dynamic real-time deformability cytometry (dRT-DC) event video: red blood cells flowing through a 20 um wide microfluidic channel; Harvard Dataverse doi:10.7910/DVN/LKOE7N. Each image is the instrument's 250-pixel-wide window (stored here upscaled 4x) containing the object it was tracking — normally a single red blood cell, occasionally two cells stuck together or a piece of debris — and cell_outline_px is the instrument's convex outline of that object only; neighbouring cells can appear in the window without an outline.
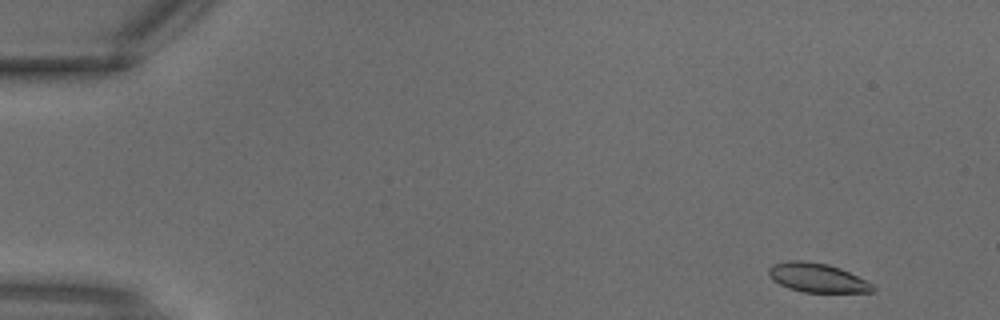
{"species": "common noctule bat (a hibernating species)", "species_latin": "Nyctalus noctula", "temperature_condition": "warm", "stored_images_in_passage": 3, "camera_frame_rate_fps": 3000, "um_per_image_px": 0.085, "animal": {"sex": "male", "body_mass_g": 18.8}, "frame": {"image": 1, "passage_image": 1, "time_ms": 0.0, "image_size_px": [1000, 320], "cell_outline_px": [[876, 288], [872, 292], [804, 292], [788, 288], [772, 280], [768, 272], [768, 268], [772, 264], [788, 260], [804, 260], [828, 264], [840, 268], [872, 284]], "centroid_in_image_um": [69.42, 23.6], "position_along_channel_um": 15.6, "area_um2": 17.57}}
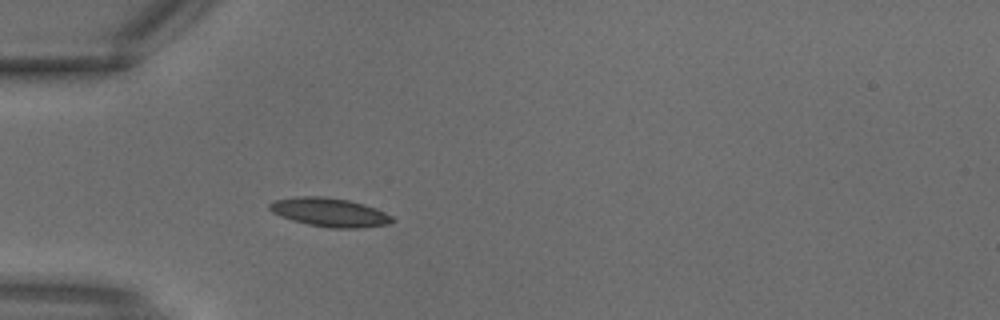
{"frame": {"image": 2, "passage_image": 3, "time_ms": 0.667, "image_size_px": [1000, 320], "cell_outline_px": [[396, 220], [388, 224], [360, 228], [332, 228], [308, 224], [292, 220], [280, 216], [272, 212], [268, 208], [268, 204], [276, 200], [300, 196], [324, 196], [348, 200], [364, 204], [376, 208], [392, 216]], "centroid_in_image_um": [28.03, 18.04], "position_along_channel_um": 57.0, "area_um2": 20.52}}